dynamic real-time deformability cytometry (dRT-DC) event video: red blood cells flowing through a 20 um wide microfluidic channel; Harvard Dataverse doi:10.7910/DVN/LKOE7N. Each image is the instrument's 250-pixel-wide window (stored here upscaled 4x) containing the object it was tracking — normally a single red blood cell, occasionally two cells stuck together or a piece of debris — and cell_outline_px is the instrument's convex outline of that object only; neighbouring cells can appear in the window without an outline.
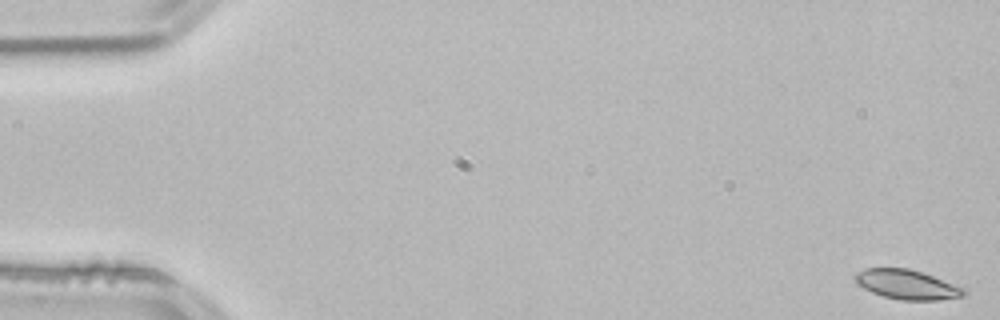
{"species": "common noctule bat (a hibernating species)", "species_latin": "Nyctalus noctula", "temperature_condition": "room temperature", "stored_images_in_passage": 55, "segment_of_instrument_passage": [1, 2], "camera_frame_rate_fps": 3000, "um_per_image_px": 0.085, "animal": {"sex": "male", "body_mass_g": 21.5, "forearm_length_mm": 52.0}, "frame": {"image": 1, "passage_image": 1, "time_ms": 0.0, "image_size_px": [1000, 320], "cell_outline_px": [[964, 296], [940, 300], [900, 300], [884, 296], [872, 292], [856, 284], [856, 272], [864, 268], [908, 268], [932, 276], [964, 288]], "centroid_in_image_um": [77.06, 24.19], "position_along_channel_um": 7.9, "area_um2": 18.44}}
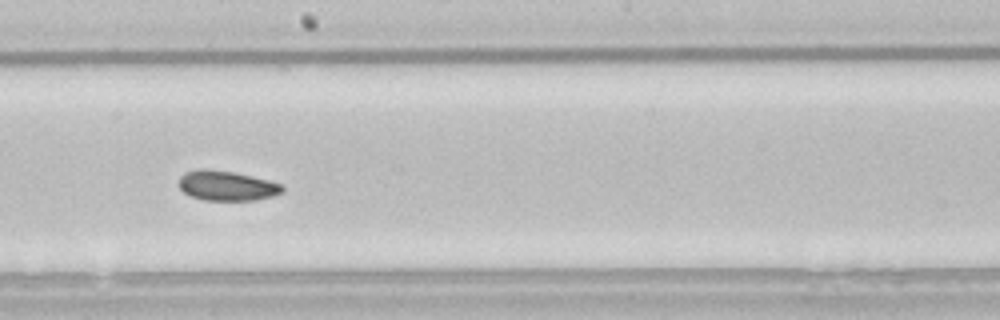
{"frame": {"image": 2, "passage_image": 30, "time_ms": 9.667, "image_size_px": [1000, 320], "cell_outline_px": [[284, 192], [272, 196], [256, 200], [204, 200], [192, 196], [184, 192], [180, 188], [180, 176], [184, 172], [200, 168], [208, 168], [232, 172], [268, 180], [284, 184]], "centroid_in_image_um": [19.29, 15.78], "position_along_channel_um": 228.9, "area_um2": 18.03}}
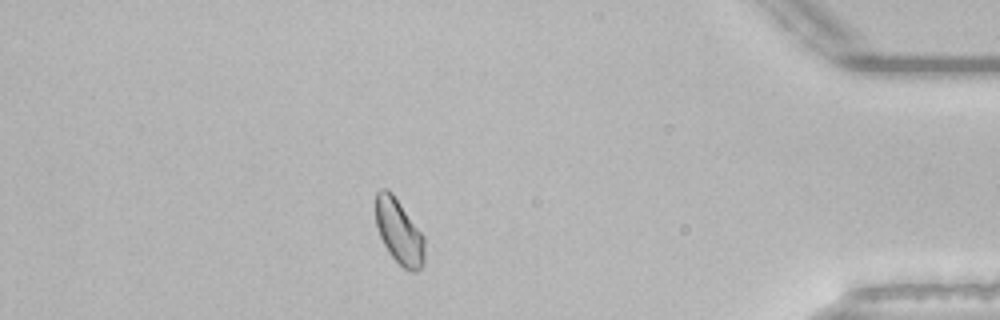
{"frame": {"image": 3, "passage_image": 47, "time_ms": 15.333, "image_size_px": [1000, 320], "cell_outline_px": [[424, 264], [416, 272], [412, 272], [404, 268], [388, 252], [380, 236], [376, 224], [376, 192], [380, 188], [388, 188], [392, 192], [424, 236]], "centroid_in_image_um": [33.92, 19.68], "position_along_channel_um": 401.3, "area_um2": 18.44}}